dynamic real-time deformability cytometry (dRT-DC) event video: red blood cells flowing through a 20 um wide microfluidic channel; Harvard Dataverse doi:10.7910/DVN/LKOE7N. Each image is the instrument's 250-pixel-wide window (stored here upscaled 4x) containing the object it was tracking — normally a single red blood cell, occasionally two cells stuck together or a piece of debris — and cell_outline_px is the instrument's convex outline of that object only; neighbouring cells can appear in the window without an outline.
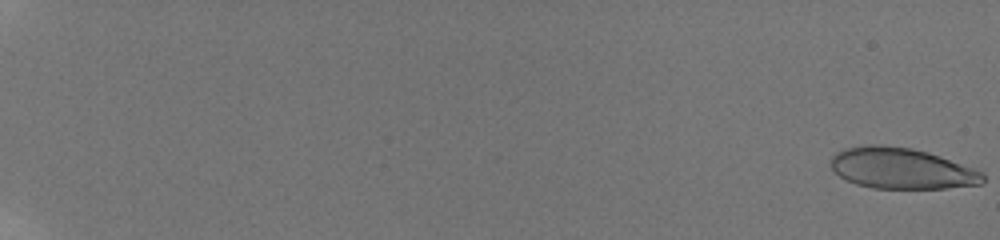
{"species": "human", "species_latin": "Homo sapiens", "temperature_condition": "room temperature", "stored_images_in_passage": 59, "camera_frame_rate_fps": 3000, "um_per_image_px": 0.085, "donor": {"sex": "male"}, "frame": {"image": 1, "passage_image": 1, "time_ms": 0.0, "image_size_px": [1000, 240], "cell_outline_px": [[984, 180], [980, 184], [944, 188], [872, 188], [856, 184], [840, 176], [832, 168], [832, 156], [836, 152], [844, 148], [864, 144], [880, 144], [912, 148], [928, 152], [976, 168], [984, 172]], "centroid_in_image_um": [76.65, 14.3], "position_along_channel_um": 8.4, "area_um2": 36.41}}
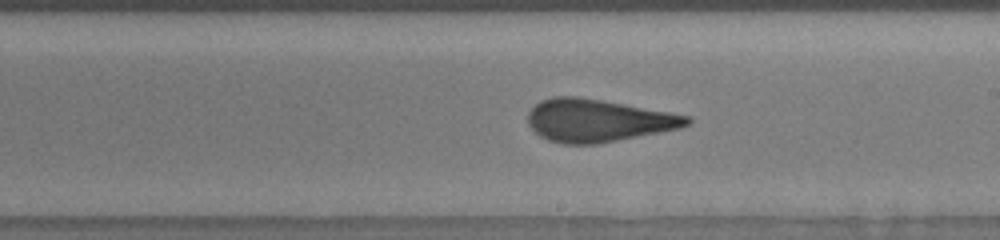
{"frame": {"image": 2, "passage_image": 39, "time_ms": 12.667, "image_size_px": [1000, 240], "cell_outline_px": [[692, 120], [688, 124], [680, 128], [596, 144], [564, 144], [548, 140], [540, 136], [528, 124], [528, 112], [540, 100], [552, 96], [576, 96], [624, 104], [668, 112], [688, 116]], "centroid_in_image_um": [50.77, 10.24], "position_along_channel_um": 238.2, "area_um2": 39.07}}
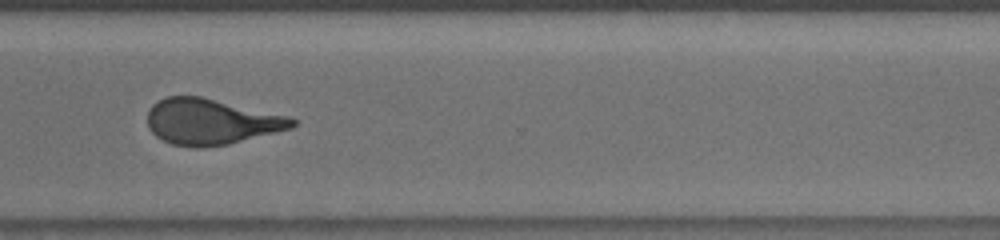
{"frame": {"image": 3, "passage_image": 48, "time_ms": 15.667, "image_size_px": [1000, 240], "cell_outline_px": [[296, 124], [292, 128], [228, 144], [200, 148], [196, 148], [172, 144], [156, 136], [148, 128], [148, 112], [152, 104], [168, 96], [200, 96], [292, 116], [296, 120]], "centroid_in_image_um": [17.96, 10.34], "position_along_channel_um": 352.6, "area_um2": 38.73}, "authors_computed_cell_mechanics": {"area_um2": 38.2058, "velocity_mm_per_s": 3.8269, "shape_relaxation_time_tau1_ms": 6.6181, "shape_relaxation_time_tau2_ms": 1.1785, "deformation_change_tau1": 0.2121, "deformation_change_tau2": 0.0894}}